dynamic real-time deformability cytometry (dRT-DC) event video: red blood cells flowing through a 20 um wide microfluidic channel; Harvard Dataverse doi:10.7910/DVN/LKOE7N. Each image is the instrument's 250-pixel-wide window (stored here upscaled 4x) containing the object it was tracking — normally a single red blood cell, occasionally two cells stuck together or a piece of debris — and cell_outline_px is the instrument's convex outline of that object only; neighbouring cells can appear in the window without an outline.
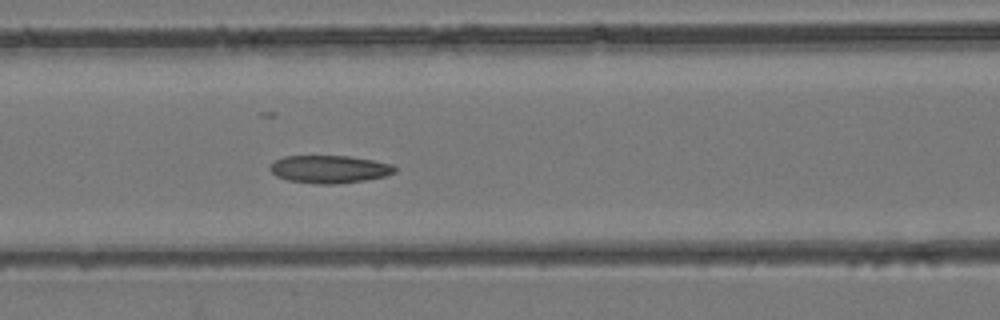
{"species": "common noctule bat (a hibernating species)", "species_latin": "Nyctalus noctula", "temperature_condition": "room temperature", "stored_images_in_passage": 33, "camera_frame_rate_fps": 3000, "um_per_image_px": 0.085, "animal": {"sex": "female", "body_mass_g": 24.6, "forearm_length_mm": 56.2}, "frame": {"image": 1, "passage_image": 8, "time_ms": 2.333, "image_size_px": [1000, 320], "cell_outline_px": [[396, 172], [384, 176], [364, 180], [332, 184], [320, 184], [288, 180], [276, 176], [268, 168], [276, 160], [284, 156], [348, 156], [372, 160], [392, 164], [396, 168]], "centroid_in_image_um": [27.99, 14.37], "position_along_channel_um": 138.6, "area_um2": 19.94}}
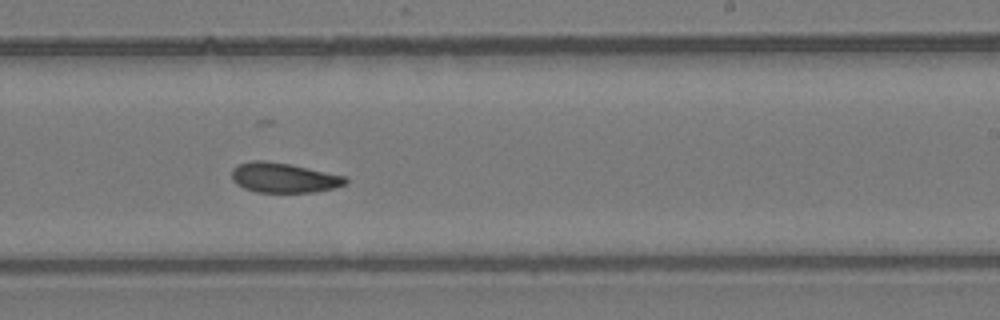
{"frame": {"image": 2, "passage_image": 16, "time_ms": 5.0, "image_size_px": [1000, 320], "cell_outline_px": [[348, 180], [344, 184], [332, 188], [316, 192], [256, 192], [244, 188], [236, 184], [232, 180], [232, 168], [236, 164], [252, 160], [264, 160], [288, 164], [344, 176]], "centroid_in_image_um": [24.04, 15.1], "position_along_channel_um": 265.0, "area_um2": 19.65}}
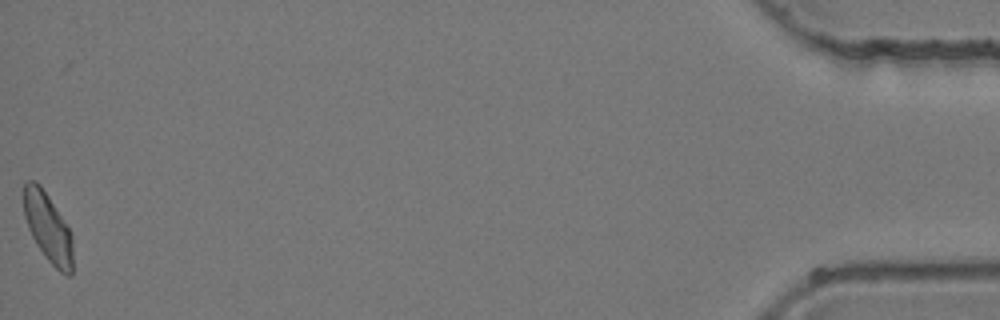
{"frame": {"image": 3, "passage_image": 33, "time_ms": 10.667, "image_size_px": [1000, 320], "cell_outline_px": [[72, 276], [68, 276], [60, 272], [44, 256], [36, 244], [28, 228], [24, 216], [24, 180], [36, 180], [40, 184], [48, 196], [68, 228], [72, 236]], "centroid_in_image_um": [4.06, 19.34], "position_along_channel_um": 431.1, "area_um2": 19.65}}